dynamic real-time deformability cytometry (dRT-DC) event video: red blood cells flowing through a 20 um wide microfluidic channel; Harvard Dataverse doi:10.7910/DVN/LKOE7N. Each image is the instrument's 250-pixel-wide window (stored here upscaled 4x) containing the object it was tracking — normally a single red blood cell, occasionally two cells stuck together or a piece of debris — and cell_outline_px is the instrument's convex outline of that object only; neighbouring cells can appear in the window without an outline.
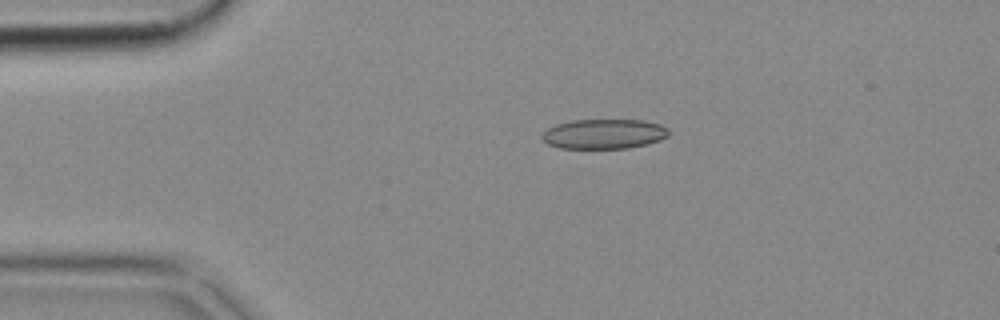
{"species": "common noctule bat (a hibernating species)", "species_latin": "Nyctalus noctula", "temperature_condition": "cold", "stored_images_in_passage": 47, "camera_frame_rate_fps": 3000, "um_per_image_px": 0.085, "animal": {"sex": "female", "body_mass_g": 18.4}, "frame": {"image": 1, "passage_image": 6, "time_ms": 1.667, "image_size_px": [1000, 320], "cell_outline_px": [[668, 136], [660, 140], [648, 144], [628, 148], [560, 148], [548, 144], [540, 136], [548, 128], [556, 124], [572, 120], [644, 120], [660, 124], [668, 128]], "centroid_in_image_um": [51.35, 11.38], "position_along_channel_um": 33.7, "area_um2": 22.02}}
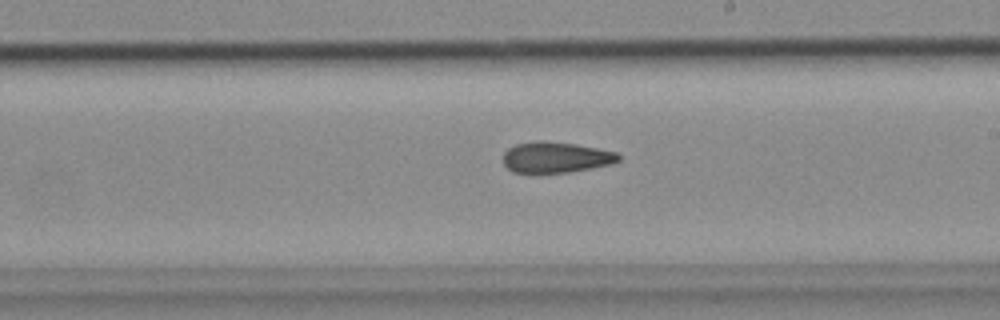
{"frame": {"image": 2, "passage_image": 25, "time_ms": 8.0, "image_size_px": [1000, 320], "cell_outline_px": [[620, 160], [612, 164], [592, 168], [568, 172], [512, 172], [504, 164], [504, 152], [508, 148], [516, 144], [540, 140], [544, 140], [576, 144], [616, 152], [620, 156]], "centroid_in_image_um": [47.25, 13.36], "position_along_channel_um": 241.7, "area_um2": 20.63}}
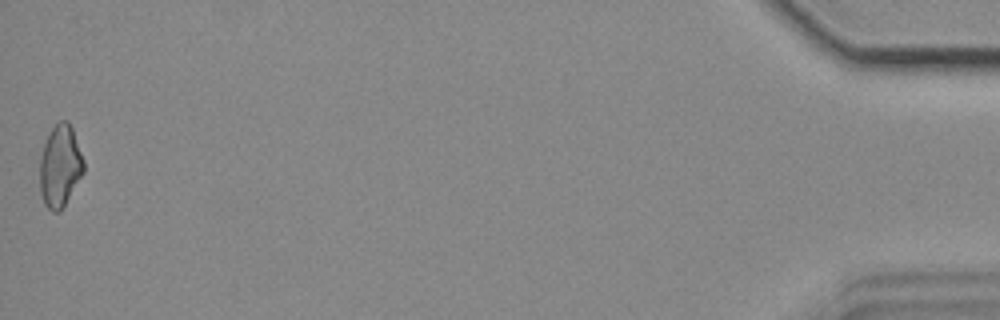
{"frame": {"image": 3, "passage_image": 47, "time_ms": 15.333, "image_size_px": [1000, 320], "cell_outline_px": [[84, 172], [60, 212], [52, 212], [44, 204], [40, 192], [40, 156], [44, 144], [52, 128], [60, 120], [68, 120], [72, 128], [84, 160]], "centroid_in_image_um": [5.1, 14.13], "position_along_channel_um": 430.1, "area_um2": 20.92}}